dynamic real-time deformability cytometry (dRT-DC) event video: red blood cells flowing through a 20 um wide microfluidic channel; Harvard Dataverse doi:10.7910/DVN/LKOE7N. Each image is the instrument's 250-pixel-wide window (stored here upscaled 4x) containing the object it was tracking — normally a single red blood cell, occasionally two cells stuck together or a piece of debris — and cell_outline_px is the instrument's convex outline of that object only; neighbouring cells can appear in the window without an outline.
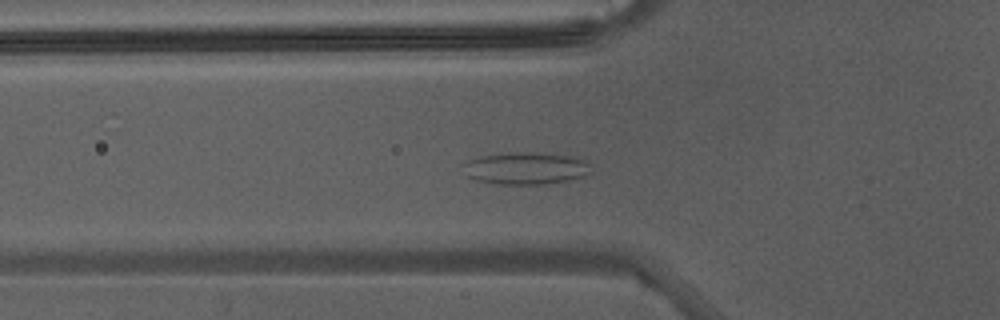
{"species": "Egyptian fruit bat (a non-hibernating species)", "species_latin": "Rousettus aegyptiacus", "temperature_condition": "warm", "stored_images_in_passage": 41, "camera_frame_rate_fps": 3000, "um_per_image_px": 0.085, "animal": {"sex": "male"}, "frame": {"image": 1, "passage_image": 11, "time_ms": 3.333, "image_size_px": [1000, 320], "cell_outline_px": [[588, 172], [584, 176], [568, 180], [548, 184], [500, 184], [476, 180], [468, 176], [460, 164], [468, 160], [480, 156], [508, 152], [536, 152], [572, 156], [584, 160], [588, 164]], "centroid_in_image_um": [44.63, 14.29], "position_along_channel_um": 81.2, "area_um2": 23.99}}
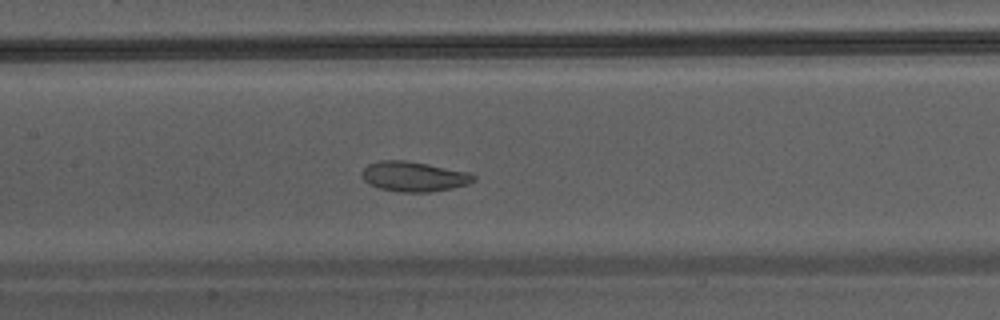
{"frame": {"image": 2, "passage_image": 17, "time_ms": 5.333, "image_size_px": [1000, 320], "cell_outline_px": [[476, 180], [468, 184], [452, 188], [432, 192], [400, 192], [380, 188], [368, 184], [360, 176], [360, 172], [368, 164], [380, 160], [404, 160], [428, 164], [468, 172], [476, 176]], "centroid_in_image_um": [35.15, 15.0], "position_along_channel_um": 172.2, "area_um2": 19.65}}
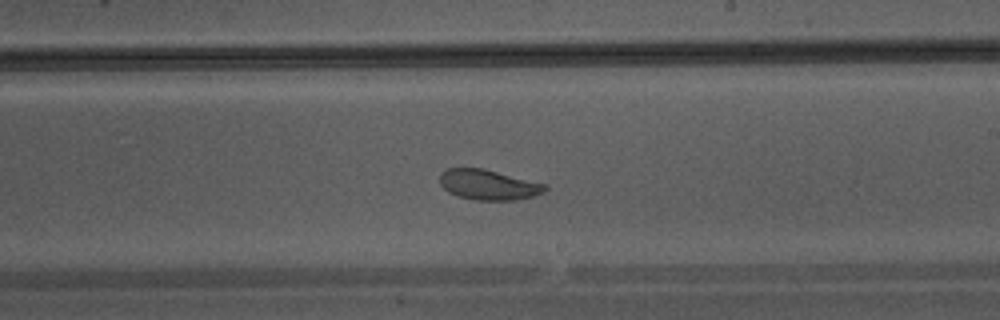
{"frame": {"image": 3, "passage_image": 22, "time_ms": 7.0, "image_size_px": [1000, 320], "cell_outline_px": [[548, 188], [544, 192], [532, 196], [512, 200], [476, 200], [460, 196], [448, 192], [440, 184], [440, 172], [444, 168], [484, 168], [548, 184]], "centroid_in_image_um": [41.52, 15.68], "position_along_channel_um": 247.5, "area_um2": 18.67}}